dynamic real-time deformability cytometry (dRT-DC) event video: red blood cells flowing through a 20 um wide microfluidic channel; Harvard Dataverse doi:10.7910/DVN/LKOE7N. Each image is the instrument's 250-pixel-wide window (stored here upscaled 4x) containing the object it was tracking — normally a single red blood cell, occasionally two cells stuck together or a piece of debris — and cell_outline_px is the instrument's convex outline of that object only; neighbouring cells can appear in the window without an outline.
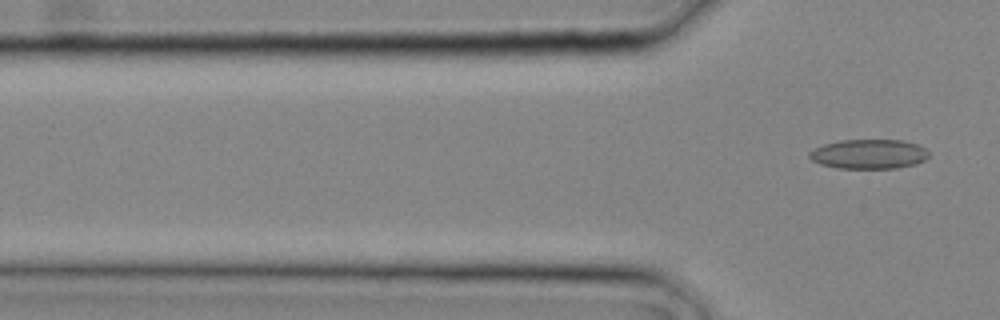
{"species": "common noctule bat (a hibernating species)", "species_latin": "Nyctalus noctula", "temperature_condition": "cold", "stored_images_in_passage": 5, "segment_of_instrument_passage": [2, 2], "camera_frame_rate_fps": 3000, "um_per_image_px": 0.085, "animal": {"sex": "male", "body_mass_g": 20.4}, "frame": {"image": 1, "passage_image": 5, "time_ms": 1.333, "image_size_px": [1000, 320], "cell_outline_px": [[928, 156], [924, 160], [916, 164], [896, 168], [836, 168], [820, 164], [812, 160], [808, 156], [808, 152], [812, 148], [824, 144], [840, 140], [904, 140], [916, 144], [924, 148], [928, 152]], "centroid_in_image_um": [73.81, 13.09], "position_along_channel_um": 52.0, "area_um2": 20.63}}